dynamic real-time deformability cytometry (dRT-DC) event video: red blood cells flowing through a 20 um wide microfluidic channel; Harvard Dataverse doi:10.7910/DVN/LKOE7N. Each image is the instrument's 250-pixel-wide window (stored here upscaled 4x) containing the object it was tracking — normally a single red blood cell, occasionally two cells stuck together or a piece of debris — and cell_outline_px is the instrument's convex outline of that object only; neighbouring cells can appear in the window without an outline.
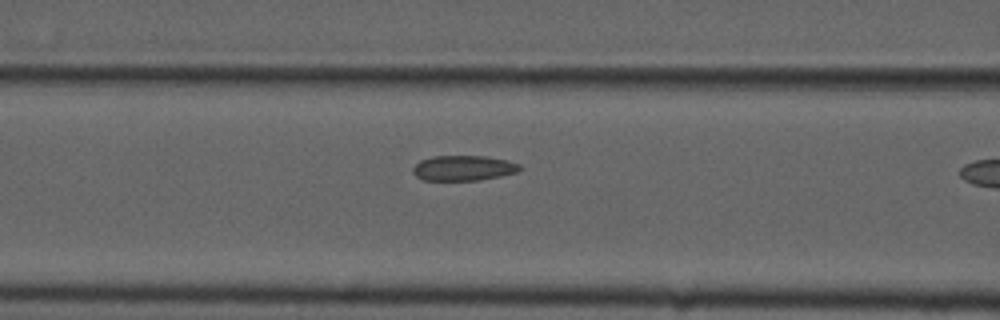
{"species": "common noctule bat (a hibernating species)", "species_latin": "Nyctalus noctula", "temperature_condition": "cold", "stored_images_in_passage": 9, "camera_frame_rate_fps": 3000, "um_per_image_px": 0.085, "animal": {"sex": "male", "forearm_length_mm": 52.5}, "frame": {"image": 1, "passage_image": 8, "time_ms": 2.333, "image_size_px": [1000, 320], "cell_outline_px": [[524, 168], [520, 172], [480, 180], [424, 180], [416, 176], [412, 172], [412, 168], [420, 160], [432, 156], [484, 156], [508, 160], [520, 164]], "centroid_in_image_um": [39.44, 14.28], "position_along_channel_um": 127.2, "area_um2": 15.9}}